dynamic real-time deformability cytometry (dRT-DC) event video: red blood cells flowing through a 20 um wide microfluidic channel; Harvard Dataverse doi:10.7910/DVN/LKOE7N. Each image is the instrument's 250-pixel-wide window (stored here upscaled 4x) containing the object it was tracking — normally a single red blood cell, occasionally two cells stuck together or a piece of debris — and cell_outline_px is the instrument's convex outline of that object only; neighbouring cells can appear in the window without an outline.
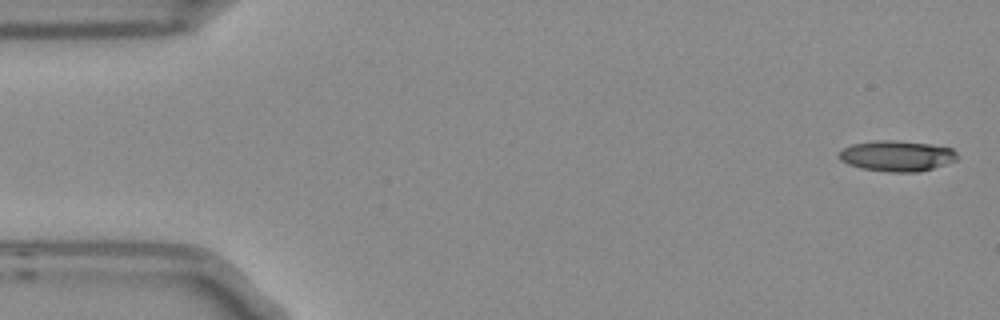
{"species": "Egyptian fruit bat (a non-hibernating species)", "species_latin": "Rousettus aegyptiacus", "temperature_condition": "room temperature", "stored_images_in_passage": 5, "camera_frame_rate_fps": 3000, "um_per_image_px": 0.085, "frame": {"image": 1, "passage_image": 1, "time_ms": 0.0, "image_size_px": [1000, 320], "cell_outline_px": [[956, 160], [932, 168], [916, 172], [888, 172], [860, 168], [848, 164], [840, 160], [836, 156], [844, 148], [852, 144], [876, 140], [896, 140], [932, 144], [952, 148], [956, 152]], "centroid_in_image_um": [76.19, 13.24], "position_along_channel_um": 8.8, "area_um2": 21.15}}
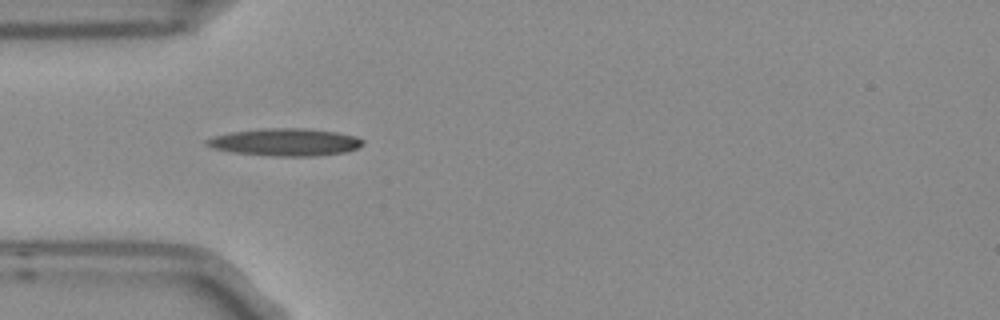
{"frame": {"image": 2, "passage_image": 4, "time_ms": 1.0, "image_size_px": [1000, 320], "cell_outline_px": [[364, 144], [348, 152], [316, 156], [276, 156], [232, 152], [212, 148], [204, 140], [212, 136], [232, 132], [260, 128], [304, 128], [336, 132], [356, 136], [364, 140]], "centroid_in_image_um": [24.27, 12.08], "position_along_channel_um": 60.7, "area_um2": 25.03}}
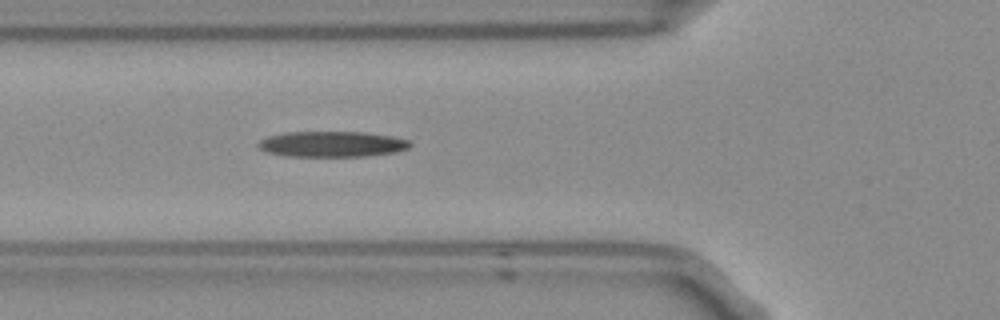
{"frame": {"image": 3, "passage_image": 5, "time_ms": 1.333, "image_size_px": [1000, 320], "cell_outline_px": [[412, 144], [408, 148], [396, 152], [368, 156], [288, 156], [268, 152], [260, 148], [256, 144], [260, 140], [268, 136], [284, 132], [364, 132], [392, 136], [408, 140]], "centroid_in_image_um": [28.23, 12.24], "position_along_channel_um": 97.6, "area_um2": 22.66}}